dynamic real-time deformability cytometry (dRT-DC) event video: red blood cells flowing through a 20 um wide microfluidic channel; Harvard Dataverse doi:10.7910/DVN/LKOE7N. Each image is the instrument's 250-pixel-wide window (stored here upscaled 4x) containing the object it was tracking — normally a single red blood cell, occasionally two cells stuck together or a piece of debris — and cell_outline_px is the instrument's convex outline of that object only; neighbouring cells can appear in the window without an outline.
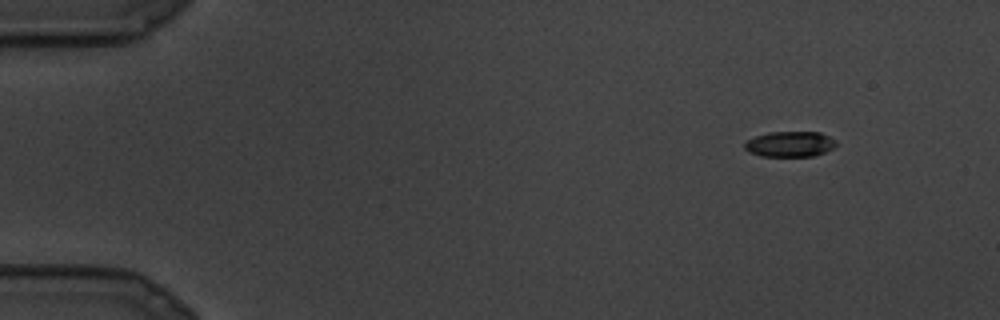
{"species": "common noctule bat (a hibernating species)", "species_latin": "Nyctalus noctula", "temperature_condition": "cold", "stored_images_in_passage": 15, "camera_frame_rate_fps": 3000, "um_per_image_px": 0.085, "animal": {"sex": "male", "body_mass_g": 19.5, "forearm_length_mm": 54.6}, "frame": {"image": 1, "passage_image": 1, "time_ms": 0.0, "image_size_px": [1000, 320], "cell_outline_px": [[836, 144], [832, 148], [824, 152], [812, 156], [760, 156], [748, 152], [744, 148], [744, 140], [768, 132], [820, 132], [836, 140]], "centroid_in_image_um": [67.09, 12.24], "position_along_channel_um": 17.9, "area_um2": 13.64}}
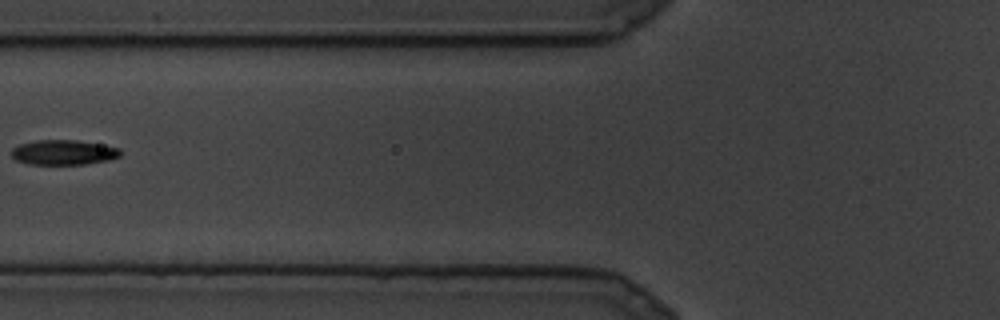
{"frame": {"image": 2, "passage_image": 9, "time_ms": 2.667, "image_size_px": [1000, 320], "cell_outline_px": [[120, 156], [108, 160], [84, 164], [28, 164], [16, 160], [12, 156], [12, 148], [20, 144], [36, 140], [76, 140], [120, 148]], "centroid_in_image_um": [5.38, 12.95], "position_along_channel_um": 120.4, "area_um2": 15.66}}
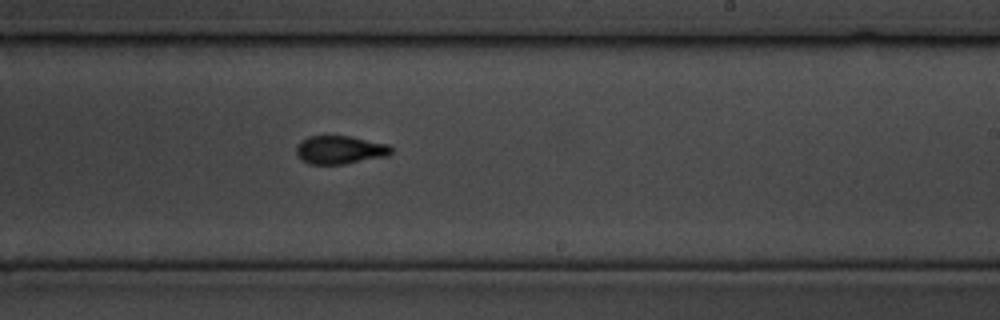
{"frame": {"image": 3, "passage_image": 15, "time_ms": 4.667, "image_size_px": [1000, 320], "cell_outline_px": [[392, 152], [388, 156], [344, 164], [308, 164], [300, 160], [296, 152], [296, 148], [300, 140], [308, 136], [352, 136], [388, 144], [392, 148]], "centroid_in_image_um": [28.88, 12.74], "position_along_channel_um": 260.1, "area_um2": 15.84}}